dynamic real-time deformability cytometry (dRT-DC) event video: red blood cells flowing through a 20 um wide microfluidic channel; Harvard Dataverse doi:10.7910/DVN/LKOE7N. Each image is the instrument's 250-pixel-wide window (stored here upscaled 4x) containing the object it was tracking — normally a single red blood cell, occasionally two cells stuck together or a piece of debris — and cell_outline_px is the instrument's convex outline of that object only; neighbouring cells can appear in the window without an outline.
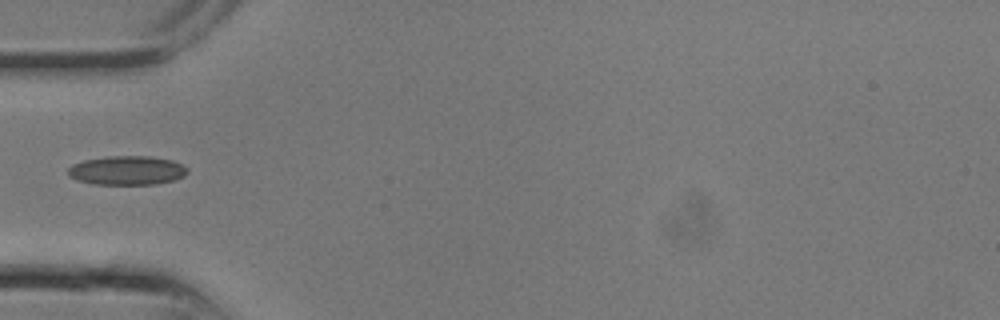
{"species": "common noctule bat (a hibernating species)", "species_latin": "Nyctalus noctula", "temperature_condition": "room temperature", "stored_images_in_passage": 17, "camera_frame_rate_fps": 3000, "um_per_image_px": 0.085, "animal": {"sex": "male", "body_mass_g": 13.3}, "frame": {"image": 1, "passage_image": 1, "time_ms": 0.0, "image_size_px": [1000, 320], "cell_outline_px": [[188, 172], [184, 176], [176, 180], [156, 184], [92, 184], [76, 180], [68, 176], [68, 168], [72, 164], [84, 160], [108, 156], [148, 156], [172, 160], [188, 168]], "centroid_in_image_um": [10.79, 14.49], "position_along_channel_um": 74.2, "area_um2": 20.35}}
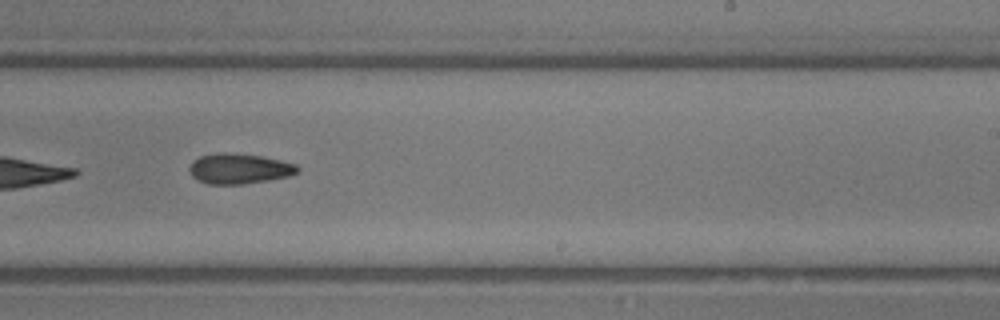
{"frame": {"image": 2, "passage_image": 8, "time_ms": 2.333, "image_size_px": [1000, 320], "cell_outline_px": [[300, 172], [288, 176], [268, 180], [240, 184], [208, 184], [192, 176], [188, 168], [192, 160], [200, 156], [220, 152], [228, 152], [260, 156], [280, 160], [296, 164], [300, 168]], "centroid_in_image_um": [20.33, 14.33], "position_along_channel_um": 268.7, "area_um2": 19.07}}
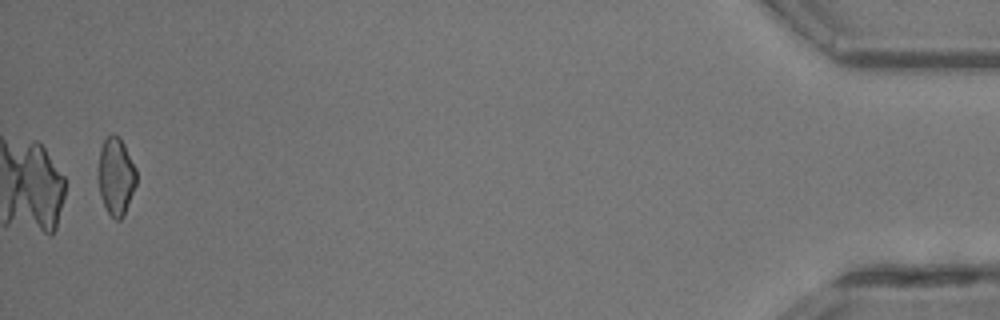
{"frame": {"image": 3, "passage_image": 17, "time_ms": 5.333, "image_size_px": [1000, 320], "cell_outline_px": [[136, 184], [124, 216], [120, 220], [116, 220], [108, 212], [100, 196], [96, 176], [96, 172], [100, 148], [104, 136], [112, 132], [120, 136], [136, 168]], "centroid_in_image_um": [9.82, 14.92], "position_along_channel_um": 425.4, "area_um2": 17.86}}